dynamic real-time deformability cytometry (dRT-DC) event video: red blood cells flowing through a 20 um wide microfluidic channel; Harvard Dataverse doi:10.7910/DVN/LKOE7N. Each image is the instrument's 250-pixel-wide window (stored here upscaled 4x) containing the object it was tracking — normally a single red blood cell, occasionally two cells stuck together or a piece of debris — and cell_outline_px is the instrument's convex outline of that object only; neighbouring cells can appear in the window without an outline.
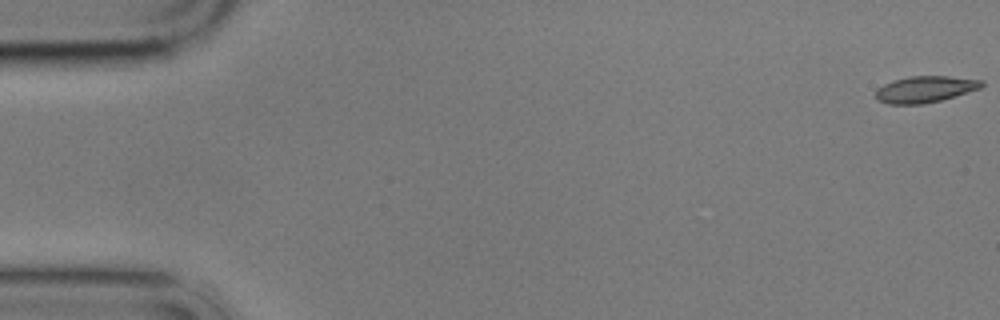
{"species": "common noctule bat (a hibernating species)", "species_latin": "Nyctalus noctula", "temperature_condition": "cold", "stored_images_in_passage": 5, "camera_frame_rate_fps": 3000, "um_per_image_px": 0.085, "animal": {"sex": "male", "body_mass_g": 17.9}, "frame": {"image": 1, "passage_image": 1, "time_ms": 0.0, "image_size_px": [1000, 320], "cell_outline_px": [[984, 84], [980, 88], [940, 100], [924, 104], [888, 104], [876, 100], [876, 88], [884, 84], [908, 76], [948, 76], [984, 80]], "centroid_in_image_um": [78.61, 7.59], "position_along_channel_um": 6.4, "area_um2": 16.24}}
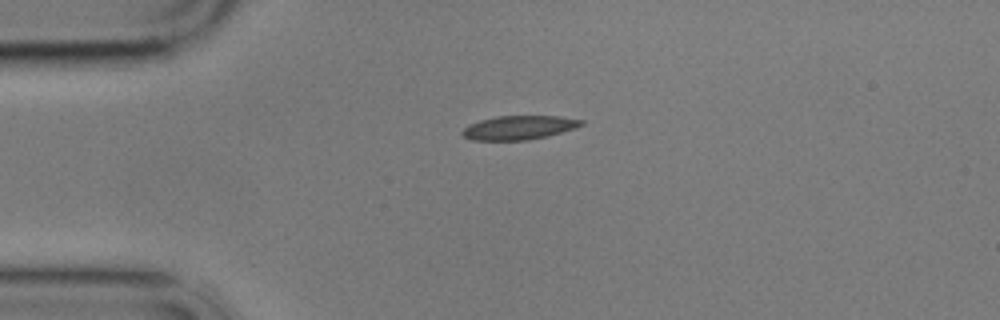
{"frame": {"image": 2, "passage_image": 4, "time_ms": 4.333, "image_size_px": [1000, 320], "cell_outline_px": [[584, 124], [576, 128], [548, 136], [528, 140], [472, 140], [464, 136], [460, 132], [468, 124], [480, 120], [496, 116], [560, 116], [584, 120]], "centroid_in_image_um": [44.12, 10.84], "position_along_channel_um": 40.9, "area_um2": 16.7}}